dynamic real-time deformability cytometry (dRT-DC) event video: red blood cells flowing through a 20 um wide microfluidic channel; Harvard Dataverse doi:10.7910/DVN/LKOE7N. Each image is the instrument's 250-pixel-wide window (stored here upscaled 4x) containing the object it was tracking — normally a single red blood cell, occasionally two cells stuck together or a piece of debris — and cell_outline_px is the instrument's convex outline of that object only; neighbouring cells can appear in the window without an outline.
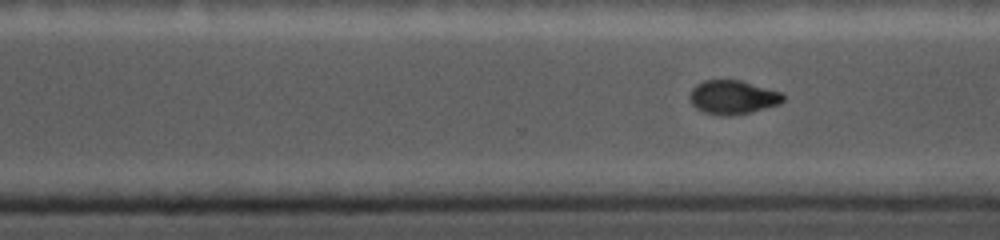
{"species": "common noctule bat (a hibernating species)", "species_latin": "Nyctalus noctula", "temperature_condition": "cold", "stored_images_in_passage": 17, "camera_frame_rate_fps": 5000, "um_per_image_px": 0.085, "animal": {"sex": "female", "body_mass_g": 19.0, "forearm_length_mm": 56.7}, "frame": {"image": 1, "passage_image": 15, "time_ms": 6.2, "image_size_px": [1000, 240], "cell_outline_px": [[784, 100], [780, 104], [752, 112], [728, 116], [720, 116], [704, 112], [696, 108], [692, 104], [688, 96], [692, 88], [696, 84], [704, 80], [740, 80], [784, 92]], "centroid_in_image_um": [62.3, 8.26], "position_along_channel_um": 308.3, "area_um2": 18.73}}